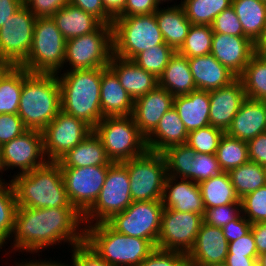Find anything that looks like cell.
Returning <instances> with one entry per match:
<instances>
[{
    "label": "cell",
    "instance_id": "681fc988",
    "mask_svg": "<svg viewBox=\"0 0 266 266\" xmlns=\"http://www.w3.org/2000/svg\"><path fill=\"white\" fill-rule=\"evenodd\" d=\"M211 27L213 33L246 36L243 33V27L232 5L223 10L218 16L215 17Z\"/></svg>",
    "mask_w": 266,
    "mask_h": 266
},
{
    "label": "cell",
    "instance_id": "f1b7e54d",
    "mask_svg": "<svg viewBox=\"0 0 266 266\" xmlns=\"http://www.w3.org/2000/svg\"><path fill=\"white\" fill-rule=\"evenodd\" d=\"M170 6V7H169ZM158 27L163 35L165 43L178 52L185 42L191 27L181 4L162 5L155 12Z\"/></svg>",
    "mask_w": 266,
    "mask_h": 266
},
{
    "label": "cell",
    "instance_id": "ffe728a7",
    "mask_svg": "<svg viewBox=\"0 0 266 266\" xmlns=\"http://www.w3.org/2000/svg\"><path fill=\"white\" fill-rule=\"evenodd\" d=\"M228 255V241L222 228L202 222L195 243L187 254L189 266L223 263Z\"/></svg>",
    "mask_w": 266,
    "mask_h": 266
},
{
    "label": "cell",
    "instance_id": "4316f807",
    "mask_svg": "<svg viewBox=\"0 0 266 266\" xmlns=\"http://www.w3.org/2000/svg\"><path fill=\"white\" fill-rule=\"evenodd\" d=\"M188 134L177 110L172 107L163 115L156 128L146 137L148 151L162 153L171 146L186 144Z\"/></svg>",
    "mask_w": 266,
    "mask_h": 266
},
{
    "label": "cell",
    "instance_id": "f546056e",
    "mask_svg": "<svg viewBox=\"0 0 266 266\" xmlns=\"http://www.w3.org/2000/svg\"><path fill=\"white\" fill-rule=\"evenodd\" d=\"M60 167L110 166L102 141L93 131L81 143L57 161Z\"/></svg>",
    "mask_w": 266,
    "mask_h": 266
},
{
    "label": "cell",
    "instance_id": "d4e9b609",
    "mask_svg": "<svg viewBox=\"0 0 266 266\" xmlns=\"http://www.w3.org/2000/svg\"><path fill=\"white\" fill-rule=\"evenodd\" d=\"M197 90L212 91L229 85L237 77L211 53L188 58Z\"/></svg>",
    "mask_w": 266,
    "mask_h": 266
},
{
    "label": "cell",
    "instance_id": "7402d4cb",
    "mask_svg": "<svg viewBox=\"0 0 266 266\" xmlns=\"http://www.w3.org/2000/svg\"><path fill=\"white\" fill-rule=\"evenodd\" d=\"M161 201L164 208L202 216L205 212L199 185L189 179L167 175Z\"/></svg>",
    "mask_w": 266,
    "mask_h": 266
},
{
    "label": "cell",
    "instance_id": "ba28073f",
    "mask_svg": "<svg viewBox=\"0 0 266 266\" xmlns=\"http://www.w3.org/2000/svg\"><path fill=\"white\" fill-rule=\"evenodd\" d=\"M66 39L52 17L37 18L32 46L27 58L19 65L32 73L62 72Z\"/></svg>",
    "mask_w": 266,
    "mask_h": 266
},
{
    "label": "cell",
    "instance_id": "7a4b0ae2",
    "mask_svg": "<svg viewBox=\"0 0 266 266\" xmlns=\"http://www.w3.org/2000/svg\"><path fill=\"white\" fill-rule=\"evenodd\" d=\"M56 75L60 87L61 110L94 129L104 117L100 101L102 68L75 69Z\"/></svg>",
    "mask_w": 266,
    "mask_h": 266
},
{
    "label": "cell",
    "instance_id": "2e32d148",
    "mask_svg": "<svg viewBox=\"0 0 266 266\" xmlns=\"http://www.w3.org/2000/svg\"><path fill=\"white\" fill-rule=\"evenodd\" d=\"M1 149L3 170L8 172L17 169L9 180L48 162L44 153L42 131L39 130H27L21 136L3 144Z\"/></svg>",
    "mask_w": 266,
    "mask_h": 266
},
{
    "label": "cell",
    "instance_id": "03108f58",
    "mask_svg": "<svg viewBox=\"0 0 266 266\" xmlns=\"http://www.w3.org/2000/svg\"><path fill=\"white\" fill-rule=\"evenodd\" d=\"M255 53L260 56L266 57V28L262 36L255 43Z\"/></svg>",
    "mask_w": 266,
    "mask_h": 266
},
{
    "label": "cell",
    "instance_id": "30bf717a",
    "mask_svg": "<svg viewBox=\"0 0 266 266\" xmlns=\"http://www.w3.org/2000/svg\"><path fill=\"white\" fill-rule=\"evenodd\" d=\"M127 167L122 162L112 163L94 204L83 214L85 226L107 222L132 204Z\"/></svg>",
    "mask_w": 266,
    "mask_h": 266
},
{
    "label": "cell",
    "instance_id": "3957f363",
    "mask_svg": "<svg viewBox=\"0 0 266 266\" xmlns=\"http://www.w3.org/2000/svg\"><path fill=\"white\" fill-rule=\"evenodd\" d=\"M61 110L56 74L32 73L24 68L18 116L28 130L42 131Z\"/></svg>",
    "mask_w": 266,
    "mask_h": 266
},
{
    "label": "cell",
    "instance_id": "b9f144b4",
    "mask_svg": "<svg viewBox=\"0 0 266 266\" xmlns=\"http://www.w3.org/2000/svg\"><path fill=\"white\" fill-rule=\"evenodd\" d=\"M213 31L210 25H191L178 53L187 58L211 53Z\"/></svg>",
    "mask_w": 266,
    "mask_h": 266
},
{
    "label": "cell",
    "instance_id": "f35d334b",
    "mask_svg": "<svg viewBox=\"0 0 266 266\" xmlns=\"http://www.w3.org/2000/svg\"><path fill=\"white\" fill-rule=\"evenodd\" d=\"M232 5V0H183L187 19L192 25H212L216 16Z\"/></svg>",
    "mask_w": 266,
    "mask_h": 266
},
{
    "label": "cell",
    "instance_id": "f907efd6",
    "mask_svg": "<svg viewBox=\"0 0 266 266\" xmlns=\"http://www.w3.org/2000/svg\"><path fill=\"white\" fill-rule=\"evenodd\" d=\"M139 266H189L187 254L155 248Z\"/></svg>",
    "mask_w": 266,
    "mask_h": 266
},
{
    "label": "cell",
    "instance_id": "8992f818",
    "mask_svg": "<svg viewBox=\"0 0 266 266\" xmlns=\"http://www.w3.org/2000/svg\"><path fill=\"white\" fill-rule=\"evenodd\" d=\"M113 163L125 162L148 151L146 137L130 116L103 117L93 129Z\"/></svg>",
    "mask_w": 266,
    "mask_h": 266
},
{
    "label": "cell",
    "instance_id": "4fadbf2b",
    "mask_svg": "<svg viewBox=\"0 0 266 266\" xmlns=\"http://www.w3.org/2000/svg\"><path fill=\"white\" fill-rule=\"evenodd\" d=\"M35 15L23 5L0 28V62L19 66L32 46Z\"/></svg>",
    "mask_w": 266,
    "mask_h": 266
},
{
    "label": "cell",
    "instance_id": "9c48e42d",
    "mask_svg": "<svg viewBox=\"0 0 266 266\" xmlns=\"http://www.w3.org/2000/svg\"><path fill=\"white\" fill-rule=\"evenodd\" d=\"M112 55V25L101 24L89 34L66 40L63 71L108 67Z\"/></svg>",
    "mask_w": 266,
    "mask_h": 266
},
{
    "label": "cell",
    "instance_id": "d590c367",
    "mask_svg": "<svg viewBox=\"0 0 266 266\" xmlns=\"http://www.w3.org/2000/svg\"><path fill=\"white\" fill-rule=\"evenodd\" d=\"M24 68L12 66L0 79V114H17L22 86Z\"/></svg>",
    "mask_w": 266,
    "mask_h": 266
},
{
    "label": "cell",
    "instance_id": "816d5d0a",
    "mask_svg": "<svg viewBox=\"0 0 266 266\" xmlns=\"http://www.w3.org/2000/svg\"><path fill=\"white\" fill-rule=\"evenodd\" d=\"M28 129L18 114H0V145L21 136Z\"/></svg>",
    "mask_w": 266,
    "mask_h": 266
},
{
    "label": "cell",
    "instance_id": "a7ac6f4b",
    "mask_svg": "<svg viewBox=\"0 0 266 266\" xmlns=\"http://www.w3.org/2000/svg\"><path fill=\"white\" fill-rule=\"evenodd\" d=\"M257 266H266V252L258 255Z\"/></svg>",
    "mask_w": 266,
    "mask_h": 266
},
{
    "label": "cell",
    "instance_id": "8d00e7d4",
    "mask_svg": "<svg viewBox=\"0 0 266 266\" xmlns=\"http://www.w3.org/2000/svg\"><path fill=\"white\" fill-rule=\"evenodd\" d=\"M238 78L247 98L266 101V57L255 53Z\"/></svg>",
    "mask_w": 266,
    "mask_h": 266
},
{
    "label": "cell",
    "instance_id": "be15d7a7",
    "mask_svg": "<svg viewBox=\"0 0 266 266\" xmlns=\"http://www.w3.org/2000/svg\"><path fill=\"white\" fill-rule=\"evenodd\" d=\"M258 257L234 256L228 254L225 263L228 266H257Z\"/></svg>",
    "mask_w": 266,
    "mask_h": 266
},
{
    "label": "cell",
    "instance_id": "c3c4849f",
    "mask_svg": "<svg viewBox=\"0 0 266 266\" xmlns=\"http://www.w3.org/2000/svg\"><path fill=\"white\" fill-rule=\"evenodd\" d=\"M71 253L69 259H66L67 266H111L108 264L93 248L85 241L69 248Z\"/></svg>",
    "mask_w": 266,
    "mask_h": 266
},
{
    "label": "cell",
    "instance_id": "484cf974",
    "mask_svg": "<svg viewBox=\"0 0 266 266\" xmlns=\"http://www.w3.org/2000/svg\"><path fill=\"white\" fill-rule=\"evenodd\" d=\"M100 101L104 117L130 116L133 113V98L121 86L117 75L109 67H102Z\"/></svg>",
    "mask_w": 266,
    "mask_h": 266
},
{
    "label": "cell",
    "instance_id": "ac0fdd59",
    "mask_svg": "<svg viewBox=\"0 0 266 266\" xmlns=\"http://www.w3.org/2000/svg\"><path fill=\"white\" fill-rule=\"evenodd\" d=\"M211 54L238 78L255 54V43L247 36L213 33Z\"/></svg>",
    "mask_w": 266,
    "mask_h": 266
},
{
    "label": "cell",
    "instance_id": "277c9868",
    "mask_svg": "<svg viewBox=\"0 0 266 266\" xmlns=\"http://www.w3.org/2000/svg\"><path fill=\"white\" fill-rule=\"evenodd\" d=\"M14 186L18 207L75 208L71 205L58 162L48 161L30 172L10 180Z\"/></svg>",
    "mask_w": 266,
    "mask_h": 266
},
{
    "label": "cell",
    "instance_id": "f5cc1de1",
    "mask_svg": "<svg viewBox=\"0 0 266 266\" xmlns=\"http://www.w3.org/2000/svg\"><path fill=\"white\" fill-rule=\"evenodd\" d=\"M68 0H24V5L36 18L52 17Z\"/></svg>",
    "mask_w": 266,
    "mask_h": 266
},
{
    "label": "cell",
    "instance_id": "5b68a950",
    "mask_svg": "<svg viewBox=\"0 0 266 266\" xmlns=\"http://www.w3.org/2000/svg\"><path fill=\"white\" fill-rule=\"evenodd\" d=\"M85 242L111 266H139L156 248L149 240L117 232L107 222L85 226Z\"/></svg>",
    "mask_w": 266,
    "mask_h": 266
},
{
    "label": "cell",
    "instance_id": "d6986e66",
    "mask_svg": "<svg viewBox=\"0 0 266 266\" xmlns=\"http://www.w3.org/2000/svg\"><path fill=\"white\" fill-rule=\"evenodd\" d=\"M209 98L210 125L226 133L247 98L241 80L236 78L229 85L210 91Z\"/></svg>",
    "mask_w": 266,
    "mask_h": 266
},
{
    "label": "cell",
    "instance_id": "91938a15",
    "mask_svg": "<svg viewBox=\"0 0 266 266\" xmlns=\"http://www.w3.org/2000/svg\"><path fill=\"white\" fill-rule=\"evenodd\" d=\"M23 5L24 0H0V28L8 19H11V16Z\"/></svg>",
    "mask_w": 266,
    "mask_h": 266
},
{
    "label": "cell",
    "instance_id": "836d02e7",
    "mask_svg": "<svg viewBox=\"0 0 266 266\" xmlns=\"http://www.w3.org/2000/svg\"><path fill=\"white\" fill-rule=\"evenodd\" d=\"M198 185L205 209L240 202L228 172H222Z\"/></svg>",
    "mask_w": 266,
    "mask_h": 266
},
{
    "label": "cell",
    "instance_id": "bcb514c9",
    "mask_svg": "<svg viewBox=\"0 0 266 266\" xmlns=\"http://www.w3.org/2000/svg\"><path fill=\"white\" fill-rule=\"evenodd\" d=\"M222 172L216 154L196 153L191 161V181L197 184Z\"/></svg>",
    "mask_w": 266,
    "mask_h": 266
},
{
    "label": "cell",
    "instance_id": "7c38bea8",
    "mask_svg": "<svg viewBox=\"0 0 266 266\" xmlns=\"http://www.w3.org/2000/svg\"><path fill=\"white\" fill-rule=\"evenodd\" d=\"M163 209L161 200L134 201L107 223L121 234L149 240L156 247Z\"/></svg>",
    "mask_w": 266,
    "mask_h": 266
},
{
    "label": "cell",
    "instance_id": "52a82bcc",
    "mask_svg": "<svg viewBox=\"0 0 266 266\" xmlns=\"http://www.w3.org/2000/svg\"><path fill=\"white\" fill-rule=\"evenodd\" d=\"M113 54L132 60L137 54L164 44L155 13L136 16H117L112 23Z\"/></svg>",
    "mask_w": 266,
    "mask_h": 266
},
{
    "label": "cell",
    "instance_id": "8c879c8a",
    "mask_svg": "<svg viewBox=\"0 0 266 266\" xmlns=\"http://www.w3.org/2000/svg\"><path fill=\"white\" fill-rule=\"evenodd\" d=\"M204 266H228V265L225 262H223V263L209 264Z\"/></svg>",
    "mask_w": 266,
    "mask_h": 266
},
{
    "label": "cell",
    "instance_id": "f6af8a7d",
    "mask_svg": "<svg viewBox=\"0 0 266 266\" xmlns=\"http://www.w3.org/2000/svg\"><path fill=\"white\" fill-rule=\"evenodd\" d=\"M241 214L251 223L266 222V185L240 199Z\"/></svg>",
    "mask_w": 266,
    "mask_h": 266
},
{
    "label": "cell",
    "instance_id": "94428289",
    "mask_svg": "<svg viewBox=\"0 0 266 266\" xmlns=\"http://www.w3.org/2000/svg\"><path fill=\"white\" fill-rule=\"evenodd\" d=\"M34 257V259H33ZM32 258H27L25 260L21 258L18 259L19 261L17 262L16 260H14L12 266H67V263H65L66 261H62L61 259L60 260H52L50 257L46 258H39L38 256V259H37V256H33ZM29 259V260H28ZM25 260V261H24Z\"/></svg>",
    "mask_w": 266,
    "mask_h": 266
},
{
    "label": "cell",
    "instance_id": "db71d44e",
    "mask_svg": "<svg viewBox=\"0 0 266 266\" xmlns=\"http://www.w3.org/2000/svg\"><path fill=\"white\" fill-rule=\"evenodd\" d=\"M68 3L93 15L102 24L112 25L113 23L114 18L105 10L102 0H68Z\"/></svg>",
    "mask_w": 266,
    "mask_h": 266
},
{
    "label": "cell",
    "instance_id": "6da1fadb",
    "mask_svg": "<svg viewBox=\"0 0 266 266\" xmlns=\"http://www.w3.org/2000/svg\"><path fill=\"white\" fill-rule=\"evenodd\" d=\"M9 241L12 249L4 251L10 259L16 252L17 256L26 252L40 257L43 251H49L47 248H60L58 245L62 243L63 248L65 244L73 247L85 241L83 215L76 208L17 207ZM12 253L14 255L10 256Z\"/></svg>",
    "mask_w": 266,
    "mask_h": 266
},
{
    "label": "cell",
    "instance_id": "680465c9",
    "mask_svg": "<svg viewBox=\"0 0 266 266\" xmlns=\"http://www.w3.org/2000/svg\"><path fill=\"white\" fill-rule=\"evenodd\" d=\"M249 161L266 167V132L247 142Z\"/></svg>",
    "mask_w": 266,
    "mask_h": 266
},
{
    "label": "cell",
    "instance_id": "8fae6325",
    "mask_svg": "<svg viewBox=\"0 0 266 266\" xmlns=\"http://www.w3.org/2000/svg\"><path fill=\"white\" fill-rule=\"evenodd\" d=\"M122 163L129 174L133 202L162 199L167 176L166 161L162 153L147 151L142 156Z\"/></svg>",
    "mask_w": 266,
    "mask_h": 266
},
{
    "label": "cell",
    "instance_id": "83f0119b",
    "mask_svg": "<svg viewBox=\"0 0 266 266\" xmlns=\"http://www.w3.org/2000/svg\"><path fill=\"white\" fill-rule=\"evenodd\" d=\"M173 107L189 132L210 125V98L209 92L195 90L188 95L176 96Z\"/></svg>",
    "mask_w": 266,
    "mask_h": 266
},
{
    "label": "cell",
    "instance_id": "ab89813d",
    "mask_svg": "<svg viewBox=\"0 0 266 266\" xmlns=\"http://www.w3.org/2000/svg\"><path fill=\"white\" fill-rule=\"evenodd\" d=\"M215 154L223 172H229L249 161L247 142L227 133L223 134Z\"/></svg>",
    "mask_w": 266,
    "mask_h": 266
},
{
    "label": "cell",
    "instance_id": "e575fe53",
    "mask_svg": "<svg viewBox=\"0 0 266 266\" xmlns=\"http://www.w3.org/2000/svg\"><path fill=\"white\" fill-rule=\"evenodd\" d=\"M236 195L243 196L266 185V167L248 161L228 172Z\"/></svg>",
    "mask_w": 266,
    "mask_h": 266
},
{
    "label": "cell",
    "instance_id": "ee69618b",
    "mask_svg": "<svg viewBox=\"0 0 266 266\" xmlns=\"http://www.w3.org/2000/svg\"><path fill=\"white\" fill-rule=\"evenodd\" d=\"M225 132L211 125L189 132L187 145L196 153L215 154Z\"/></svg>",
    "mask_w": 266,
    "mask_h": 266
},
{
    "label": "cell",
    "instance_id": "74e56055",
    "mask_svg": "<svg viewBox=\"0 0 266 266\" xmlns=\"http://www.w3.org/2000/svg\"><path fill=\"white\" fill-rule=\"evenodd\" d=\"M17 207L12 182H0V252L8 244L13 233Z\"/></svg>",
    "mask_w": 266,
    "mask_h": 266
},
{
    "label": "cell",
    "instance_id": "7dc6e473",
    "mask_svg": "<svg viewBox=\"0 0 266 266\" xmlns=\"http://www.w3.org/2000/svg\"><path fill=\"white\" fill-rule=\"evenodd\" d=\"M241 214V203L235 202L205 209L203 222L218 228H222L228 222L233 221Z\"/></svg>",
    "mask_w": 266,
    "mask_h": 266
},
{
    "label": "cell",
    "instance_id": "60d3db41",
    "mask_svg": "<svg viewBox=\"0 0 266 266\" xmlns=\"http://www.w3.org/2000/svg\"><path fill=\"white\" fill-rule=\"evenodd\" d=\"M167 175L191 180V161L195 159L196 151L187 144L175 145L162 152Z\"/></svg>",
    "mask_w": 266,
    "mask_h": 266
},
{
    "label": "cell",
    "instance_id": "e7e4bbea",
    "mask_svg": "<svg viewBox=\"0 0 266 266\" xmlns=\"http://www.w3.org/2000/svg\"><path fill=\"white\" fill-rule=\"evenodd\" d=\"M126 0H102L105 10L116 18L123 10Z\"/></svg>",
    "mask_w": 266,
    "mask_h": 266
},
{
    "label": "cell",
    "instance_id": "44dd1931",
    "mask_svg": "<svg viewBox=\"0 0 266 266\" xmlns=\"http://www.w3.org/2000/svg\"><path fill=\"white\" fill-rule=\"evenodd\" d=\"M174 96L157 85L147 94L134 100L132 117L140 132L147 137L163 115L173 107Z\"/></svg>",
    "mask_w": 266,
    "mask_h": 266
},
{
    "label": "cell",
    "instance_id": "9a60e30c",
    "mask_svg": "<svg viewBox=\"0 0 266 266\" xmlns=\"http://www.w3.org/2000/svg\"><path fill=\"white\" fill-rule=\"evenodd\" d=\"M92 132L93 129L87 123L60 110L42 130L47 160L57 162Z\"/></svg>",
    "mask_w": 266,
    "mask_h": 266
},
{
    "label": "cell",
    "instance_id": "e0dca14e",
    "mask_svg": "<svg viewBox=\"0 0 266 266\" xmlns=\"http://www.w3.org/2000/svg\"><path fill=\"white\" fill-rule=\"evenodd\" d=\"M109 166L61 167L68 199L82 215L94 204Z\"/></svg>",
    "mask_w": 266,
    "mask_h": 266
},
{
    "label": "cell",
    "instance_id": "9f6ffc18",
    "mask_svg": "<svg viewBox=\"0 0 266 266\" xmlns=\"http://www.w3.org/2000/svg\"><path fill=\"white\" fill-rule=\"evenodd\" d=\"M161 5L157 0H126L124 10L118 16H136L155 13Z\"/></svg>",
    "mask_w": 266,
    "mask_h": 266
},
{
    "label": "cell",
    "instance_id": "cb8c5ba5",
    "mask_svg": "<svg viewBox=\"0 0 266 266\" xmlns=\"http://www.w3.org/2000/svg\"><path fill=\"white\" fill-rule=\"evenodd\" d=\"M108 67L117 75L121 86L133 100L147 94L158 85V78L139 67L133 60L113 54Z\"/></svg>",
    "mask_w": 266,
    "mask_h": 266
},
{
    "label": "cell",
    "instance_id": "603a6c76",
    "mask_svg": "<svg viewBox=\"0 0 266 266\" xmlns=\"http://www.w3.org/2000/svg\"><path fill=\"white\" fill-rule=\"evenodd\" d=\"M266 132V101L246 98L226 133L248 142Z\"/></svg>",
    "mask_w": 266,
    "mask_h": 266
},
{
    "label": "cell",
    "instance_id": "4dcf8cb0",
    "mask_svg": "<svg viewBox=\"0 0 266 266\" xmlns=\"http://www.w3.org/2000/svg\"><path fill=\"white\" fill-rule=\"evenodd\" d=\"M158 85L174 97L188 95L190 92L197 90L188 58L175 52L159 76Z\"/></svg>",
    "mask_w": 266,
    "mask_h": 266
},
{
    "label": "cell",
    "instance_id": "1f68e13d",
    "mask_svg": "<svg viewBox=\"0 0 266 266\" xmlns=\"http://www.w3.org/2000/svg\"><path fill=\"white\" fill-rule=\"evenodd\" d=\"M52 19L66 40L89 34L102 24L93 15L69 3L59 9Z\"/></svg>",
    "mask_w": 266,
    "mask_h": 266
},
{
    "label": "cell",
    "instance_id": "11a10c76",
    "mask_svg": "<svg viewBox=\"0 0 266 266\" xmlns=\"http://www.w3.org/2000/svg\"><path fill=\"white\" fill-rule=\"evenodd\" d=\"M228 254H234V256L258 257L252 231L250 230L246 235L229 242Z\"/></svg>",
    "mask_w": 266,
    "mask_h": 266
},
{
    "label": "cell",
    "instance_id": "d6a6232c",
    "mask_svg": "<svg viewBox=\"0 0 266 266\" xmlns=\"http://www.w3.org/2000/svg\"><path fill=\"white\" fill-rule=\"evenodd\" d=\"M232 7L243 27V33L256 43L266 28V2L232 0Z\"/></svg>",
    "mask_w": 266,
    "mask_h": 266
},
{
    "label": "cell",
    "instance_id": "7bdbcfd3",
    "mask_svg": "<svg viewBox=\"0 0 266 266\" xmlns=\"http://www.w3.org/2000/svg\"><path fill=\"white\" fill-rule=\"evenodd\" d=\"M174 54L175 51L164 43L140 52L132 60L139 67L159 78Z\"/></svg>",
    "mask_w": 266,
    "mask_h": 266
},
{
    "label": "cell",
    "instance_id": "89a4df30",
    "mask_svg": "<svg viewBox=\"0 0 266 266\" xmlns=\"http://www.w3.org/2000/svg\"><path fill=\"white\" fill-rule=\"evenodd\" d=\"M3 174H5L4 170H3V162H2V149H1V145H0V182H5V178H3Z\"/></svg>",
    "mask_w": 266,
    "mask_h": 266
},
{
    "label": "cell",
    "instance_id": "2644e50d",
    "mask_svg": "<svg viewBox=\"0 0 266 266\" xmlns=\"http://www.w3.org/2000/svg\"><path fill=\"white\" fill-rule=\"evenodd\" d=\"M169 1H170V2H169ZM177 1H178V0H177ZM177 1H176V0H175V1H174V0H157V2H158L160 5H162V6L165 5L166 3H167V5H168V4H170L171 2H173V3H172L173 5H177V3H178ZM182 1H183V0L179 1V4H181ZM163 3H164V4H163Z\"/></svg>",
    "mask_w": 266,
    "mask_h": 266
},
{
    "label": "cell",
    "instance_id": "6125c7cd",
    "mask_svg": "<svg viewBox=\"0 0 266 266\" xmlns=\"http://www.w3.org/2000/svg\"><path fill=\"white\" fill-rule=\"evenodd\" d=\"M258 255L266 252V222L253 223L251 226Z\"/></svg>",
    "mask_w": 266,
    "mask_h": 266
},
{
    "label": "cell",
    "instance_id": "6f0895ef",
    "mask_svg": "<svg viewBox=\"0 0 266 266\" xmlns=\"http://www.w3.org/2000/svg\"><path fill=\"white\" fill-rule=\"evenodd\" d=\"M251 226L252 224L240 214L236 219L224 225L222 231L229 243L246 235L251 230Z\"/></svg>",
    "mask_w": 266,
    "mask_h": 266
},
{
    "label": "cell",
    "instance_id": "5bb4252c",
    "mask_svg": "<svg viewBox=\"0 0 266 266\" xmlns=\"http://www.w3.org/2000/svg\"><path fill=\"white\" fill-rule=\"evenodd\" d=\"M202 222L201 214L164 208L156 248L188 254Z\"/></svg>",
    "mask_w": 266,
    "mask_h": 266
},
{
    "label": "cell",
    "instance_id": "003e7915",
    "mask_svg": "<svg viewBox=\"0 0 266 266\" xmlns=\"http://www.w3.org/2000/svg\"><path fill=\"white\" fill-rule=\"evenodd\" d=\"M13 65L7 62H0V79Z\"/></svg>",
    "mask_w": 266,
    "mask_h": 266
}]
</instances>
